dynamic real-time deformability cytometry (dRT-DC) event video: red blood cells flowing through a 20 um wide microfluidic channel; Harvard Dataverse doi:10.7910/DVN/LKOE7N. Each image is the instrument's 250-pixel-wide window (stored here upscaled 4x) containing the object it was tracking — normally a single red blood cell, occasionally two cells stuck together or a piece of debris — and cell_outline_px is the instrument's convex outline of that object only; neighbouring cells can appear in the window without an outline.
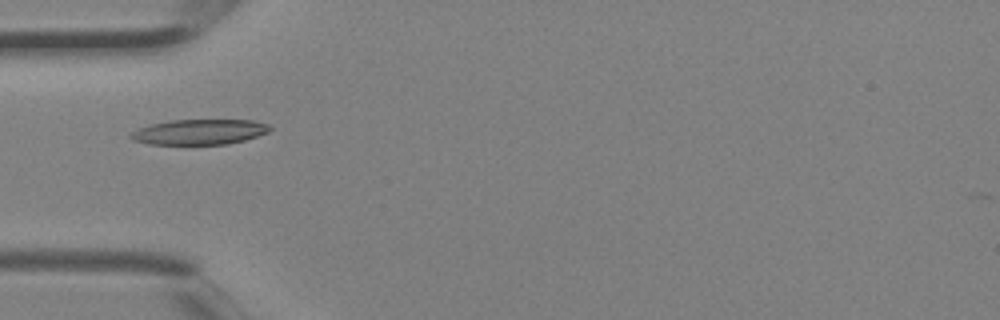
{"species": "Egyptian fruit bat (a non-hibernating species)", "species_latin": "Rousettus aegyptiacus", "temperature_condition": "room temperature", "stored_images_in_passage": 4, "camera_frame_rate_fps": 3000, "um_per_image_px": 0.085, "animal": {"sex": "female"}, "frame": {"image": 1, "passage_image": 4, "time_ms": 1.0, "image_size_px": [1000, 320], "cell_outline_px": [[272, 128], [268, 132], [244, 140], [228, 144], [148, 144], [132, 140], [128, 136], [132, 132], [148, 124], [168, 120], [252, 120], [268, 124]], "centroid_in_image_um": [16.92, 11.21], "position_along_channel_um": 68.1, "area_um2": 20.52}}